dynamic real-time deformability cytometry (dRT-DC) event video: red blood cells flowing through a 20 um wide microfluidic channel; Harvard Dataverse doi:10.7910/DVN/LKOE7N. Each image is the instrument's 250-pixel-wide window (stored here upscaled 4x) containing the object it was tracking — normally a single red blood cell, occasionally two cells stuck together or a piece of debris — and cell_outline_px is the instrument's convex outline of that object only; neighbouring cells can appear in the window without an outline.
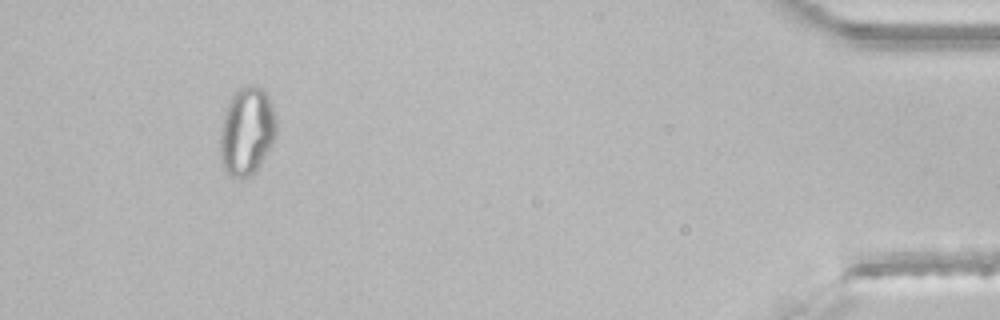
{"species": "common noctule bat (a hibernating species)", "species_latin": "Nyctalus noctula", "temperature_condition": "room temperature", "stored_images_in_passage": 36, "segment_of_instrument_passage": [2, 2], "camera_frame_rate_fps": 3000, "um_per_image_px": 0.085, "animal": {"sex": "male", "body_mass_g": 21.5, "forearm_length_mm": 52.0}, "frame": {"image": 1, "passage_image": 33, "time_ms": 10.667, "image_size_px": [1000, 320], "cell_outline_px": [[276, 136], [260, 164], [248, 176], [240, 180], [232, 176], [224, 168], [220, 156], [220, 128], [228, 104], [232, 96], [240, 88], [248, 84], [252, 84], [264, 88], [268, 96], [276, 116]], "centroid_in_image_um": [20.98, 11.12], "position_along_channel_um": 414.2, "area_um2": 28.73}}